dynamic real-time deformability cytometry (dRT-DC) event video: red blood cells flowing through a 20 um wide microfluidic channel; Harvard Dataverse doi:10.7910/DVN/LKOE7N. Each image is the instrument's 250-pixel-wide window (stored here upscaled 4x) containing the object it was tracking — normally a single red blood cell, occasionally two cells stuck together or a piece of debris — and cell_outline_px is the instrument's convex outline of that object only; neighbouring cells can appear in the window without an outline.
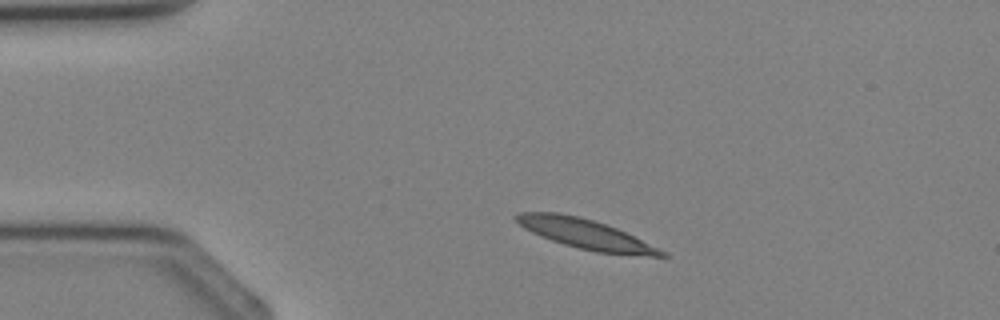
{"species": "Egyptian fruit bat (a non-hibernating species)", "species_latin": "Rousettus aegyptiacus", "temperature_condition": "cold", "stored_images_in_passage": 3, "camera_frame_rate_fps": 3000, "um_per_image_px": 0.085, "animal": {"sex": "female"}, "frame": {"image": 1, "passage_image": 1, "time_ms": 0.0, "image_size_px": [1000, 320], "cell_outline_px": [[668, 256], [648, 256], [596, 252], [564, 244], [552, 240], [532, 232], [524, 228], [512, 216], [520, 212], [556, 212], [576, 216], [592, 220], [616, 228], [668, 252]], "centroid_in_image_um": [49.78, 19.89], "position_along_channel_um": 35.2, "area_um2": 24.74}}
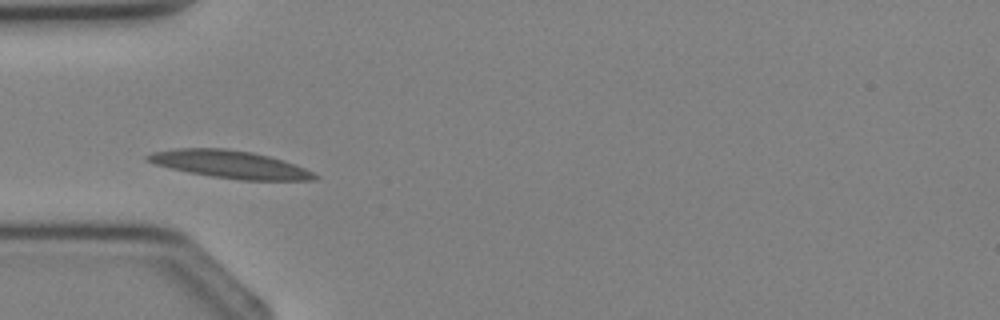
{"frame": {"image": 2, "passage_image": 2, "time_ms": 1.333, "image_size_px": [1000, 320], "cell_outline_px": [[320, 176], [316, 180], [240, 180], [212, 176], [188, 172], [156, 164], [144, 160], [144, 156], [152, 152], [176, 148], [224, 148], [252, 152], [284, 160], [296, 164]], "centroid_in_image_um": [19.55, 13.96], "position_along_channel_um": 65.4, "area_um2": 26.88}}
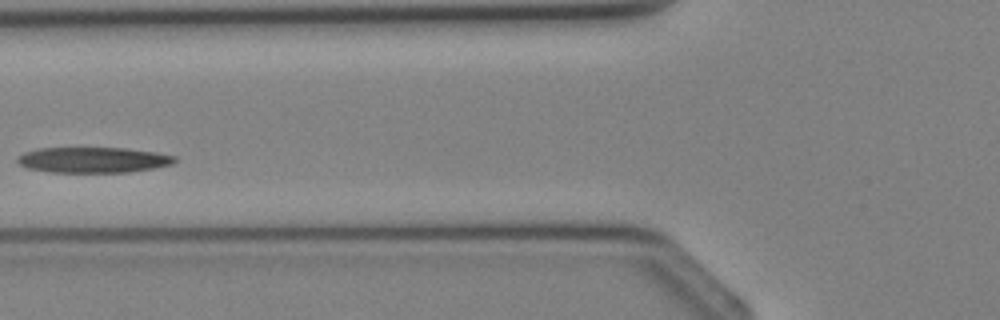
{"frame": {"image": 3, "passage_image": 3, "time_ms": 2.333, "image_size_px": [1000, 320], "cell_outline_px": [[176, 160], [172, 164], [152, 168], [128, 172], [52, 172], [28, 168], [20, 164], [16, 160], [16, 156], [24, 152], [40, 148], [124, 148], [156, 152], [176, 156]], "centroid_in_image_um": [7.9, 13.59], "position_along_channel_um": 117.9, "area_um2": 23.35}}